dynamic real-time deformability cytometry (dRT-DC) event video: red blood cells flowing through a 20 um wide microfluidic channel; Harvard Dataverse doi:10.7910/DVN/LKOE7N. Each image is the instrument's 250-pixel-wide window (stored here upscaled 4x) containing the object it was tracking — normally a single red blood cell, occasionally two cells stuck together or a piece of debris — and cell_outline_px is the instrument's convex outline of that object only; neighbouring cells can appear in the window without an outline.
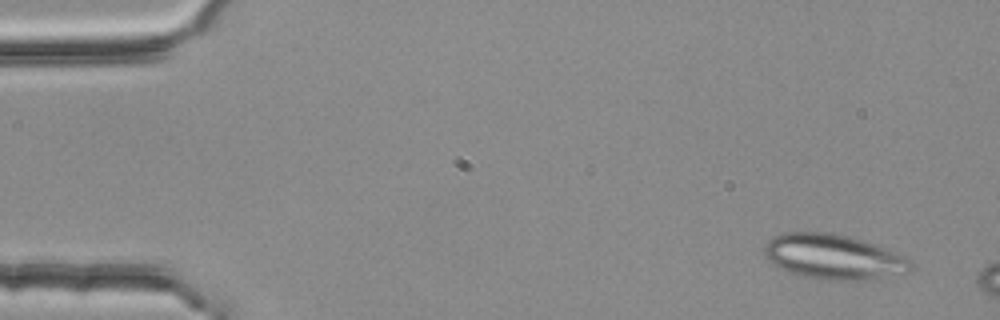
{"species": "common noctule bat (a hibernating species)", "species_latin": "Nyctalus noctula", "temperature_condition": "room temperature", "stored_images_in_passage": 3, "camera_frame_rate_fps": 3000, "um_per_image_px": 0.085, "animal": {"sex": "female", "body_mass_g": 25.1}, "frame": {"image": 1, "passage_image": 1, "time_ms": 0.0, "image_size_px": [1000, 320], "cell_outline_px": [[916, 268], [908, 272], [872, 280], [820, 280], [804, 276], [780, 268], [768, 260], [764, 256], [764, 244], [772, 236], [784, 232], [832, 232], [864, 240], [904, 256]], "centroid_in_image_um": [70.84, 21.83], "position_along_channel_um": 14.2, "area_um2": 38.67}}